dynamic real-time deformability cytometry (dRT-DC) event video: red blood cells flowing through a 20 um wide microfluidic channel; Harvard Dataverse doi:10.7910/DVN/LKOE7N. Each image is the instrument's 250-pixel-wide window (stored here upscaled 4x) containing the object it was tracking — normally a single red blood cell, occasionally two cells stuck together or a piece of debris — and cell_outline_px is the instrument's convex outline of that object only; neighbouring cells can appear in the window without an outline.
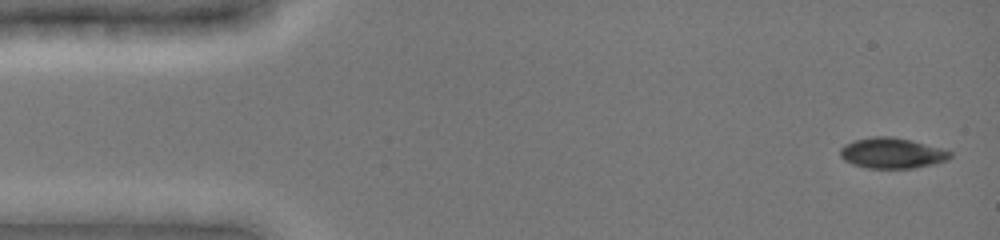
{"species": "common noctule bat (a hibernating species)", "species_latin": "Nyctalus noctula", "temperature_condition": "cold", "stored_images_in_passage": 42, "camera_frame_rate_fps": 3000, "um_per_image_px": 0.085, "animal": {"sex": "female", "body_mass_g": 19.0, "forearm_length_mm": 51.5}, "frame": {"image": 1, "passage_image": 2, "time_ms": 0.333, "image_size_px": [1000, 240], "cell_outline_px": [[952, 156], [948, 160], [932, 164], [912, 168], [868, 168], [852, 164], [844, 160], [840, 156], [840, 148], [844, 144], [852, 140], [872, 136], [892, 136], [912, 140], [940, 148], [952, 152]], "centroid_in_image_um": [75.79, 13.0], "position_along_channel_um": 9.2, "area_um2": 19.71}}
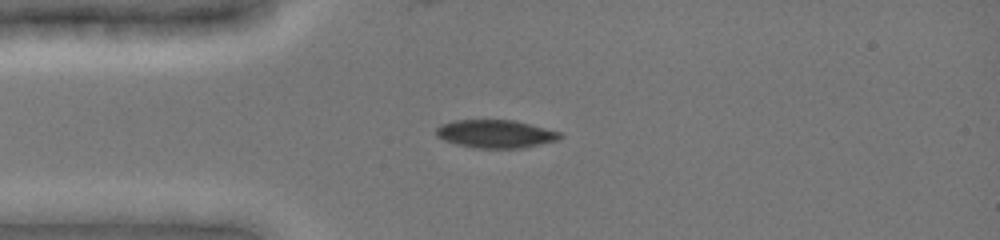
{"frame": {"image": 2, "passage_image": 23, "time_ms": 3.667, "image_size_px": [1000, 240], "cell_outline_px": [[564, 136], [556, 140], [540, 144], [520, 148], [476, 148], [456, 144], [444, 140], [436, 136], [436, 128], [440, 124], [452, 120], [516, 120], [560, 132]], "centroid_in_image_um": [42.09, 11.37], "position_along_channel_um": 42.9, "area_um2": 20.29}}
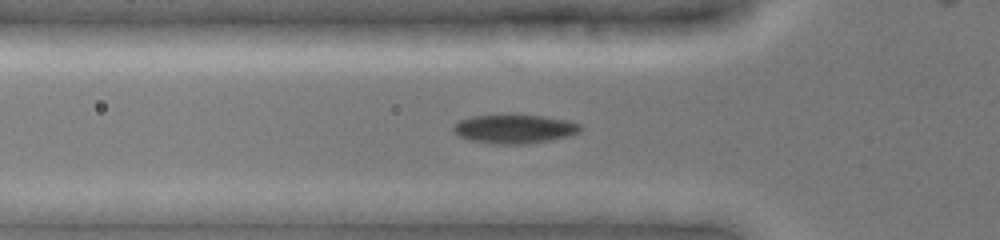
{"frame": {"image": 3, "passage_image": 31, "time_ms": 5.0, "image_size_px": [1000, 240], "cell_outline_px": [[580, 132], [568, 136], [548, 140], [524, 144], [492, 144], [472, 140], [460, 136], [452, 132], [452, 124], [460, 120], [472, 116], [544, 116], [564, 120], [580, 124]], "centroid_in_image_um": [43.67, 10.97], "position_along_channel_um": 82.1, "area_um2": 20.92}}